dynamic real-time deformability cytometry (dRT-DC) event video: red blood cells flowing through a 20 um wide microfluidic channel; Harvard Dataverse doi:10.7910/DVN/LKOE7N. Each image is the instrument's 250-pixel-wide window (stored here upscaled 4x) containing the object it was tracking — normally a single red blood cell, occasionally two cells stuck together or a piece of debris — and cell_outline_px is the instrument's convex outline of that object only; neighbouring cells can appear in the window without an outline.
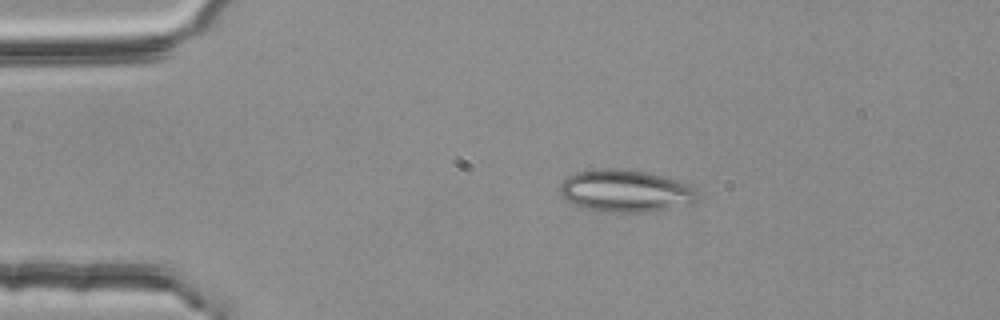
{"species": "common noctule bat (a hibernating species)", "species_latin": "Nyctalus noctula", "temperature_condition": "room temperature", "stored_images_in_passage": 2, "camera_frame_rate_fps": 3000, "um_per_image_px": 0.085, "animal": {"sex": "female", "body_mass_g": 25.1}, "frame": {"image": 1, "passage_image": 1, "time_ms": 0.0, "image_size_px": [1000, 320], "cell_outline_px": [[696, 200], [692, 204], [644, 212], [612, 212], [584, 208], [572, 204], [560, 192], [560, 184], [568, 176], [576, 172], [600, 168], [620, 168], [648, 172], [664, 176], [688, 184], [696, 192]], "centroid_in_image_um": [53.15, 16.21], "position_along_channel_um": 31.8, "area_um2": 33.7}}